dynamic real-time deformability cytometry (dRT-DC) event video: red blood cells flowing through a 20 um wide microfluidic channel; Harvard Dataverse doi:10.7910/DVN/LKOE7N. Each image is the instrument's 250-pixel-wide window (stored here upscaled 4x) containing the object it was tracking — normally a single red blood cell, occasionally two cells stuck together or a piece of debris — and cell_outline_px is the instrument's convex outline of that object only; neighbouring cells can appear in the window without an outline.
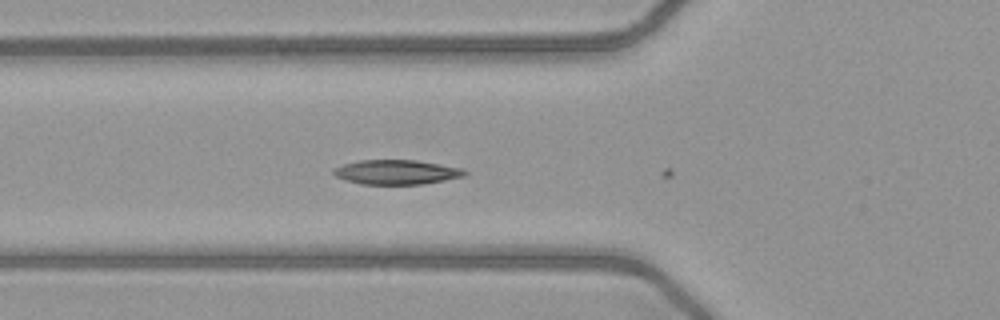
{"species": "common noctule bat (a hibernating species)", "species_latin": "Nyctalus noctula", "temperature_condition": "warm", "stored_images_in_passage": 5, "camera_frame_rate_fps": 3000, "um_per_image_px": 0.085, "animal": {"sex": "female", "body_mass_g": 21.9}, "frame": {"image": 1, "passage_image": 4, "time_ms": 1.0, "image_size_px": [1000, 320], "cell_outline_px": [[468, 172], [464, 176], [424, 184], [360, 184], [344, 180], [336, 176], [332, 172], [336, 168], [344, 164], [360, 160], [416, 160], [464, 168]], "centroid_in_image_um": [33.73, 14.63], "position_along_channel_um": 92.1, "area_um2": 18.73}}